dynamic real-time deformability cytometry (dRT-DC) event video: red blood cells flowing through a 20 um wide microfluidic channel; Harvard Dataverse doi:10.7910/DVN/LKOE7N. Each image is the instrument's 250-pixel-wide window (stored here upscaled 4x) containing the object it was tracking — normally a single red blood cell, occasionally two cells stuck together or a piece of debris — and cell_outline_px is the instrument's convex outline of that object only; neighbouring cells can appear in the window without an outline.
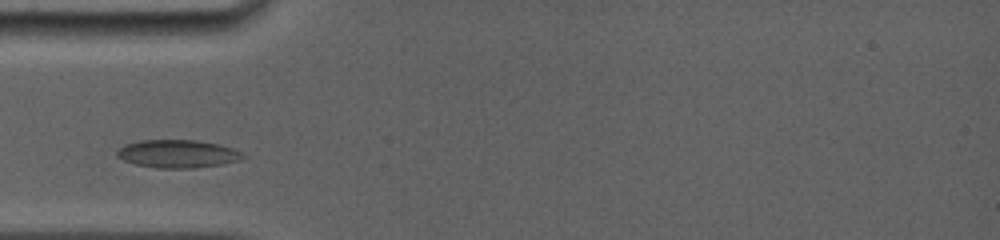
{"species": "common noctule bat (a hibernating species)", "species_latin": "Nyctalus noctula", "temperature_condition": "room temperature", "stored_images_in_passage": 14, "camera_frame_rate_fps": 5000, "um_per_image_px": 0.085, "animal": {"sex": "female", "body_mass_g": 19.0, "forearm_length_mm": 56.7}, "frame": {"image": 1, "passage_image": 4, "time_ms": 1.4, "image_size_px": [1000, 240], "cell_outline_px": [[248, 156], [240, 160], [220, 164], [192, 168], [160, 168], [136, 164], [124, 160], [116, 156], [116, 152], [124, 144], [140, 140], [196, 140], [220, 144], [244, 152]], "centroid_in_image_um": [15.14, 13.06], "position_along_channel_um": 69.9, "area_um2": 20.58}}
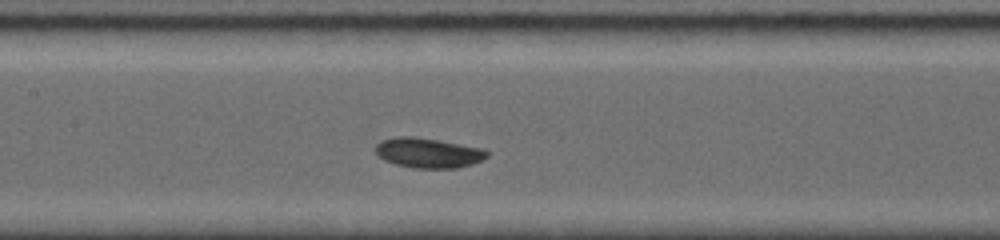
{"frame": {"image": 2, "passage_image": 10, "time_ms": 4.0, "image_size_px": [1000, 240], "cell_outline_px": [[488, 156], [472, 164], [456, 168], [412, 168], [396, 164], [384, 160], [376, 152], [376, 144], [380, 140], [396, 136], [416, 136], [484, 148], [488, 152]], "centroid_in_image_um": [36.39, 12.98], "position_along_channel_um": 171.0, "area_um2": 19.54}}
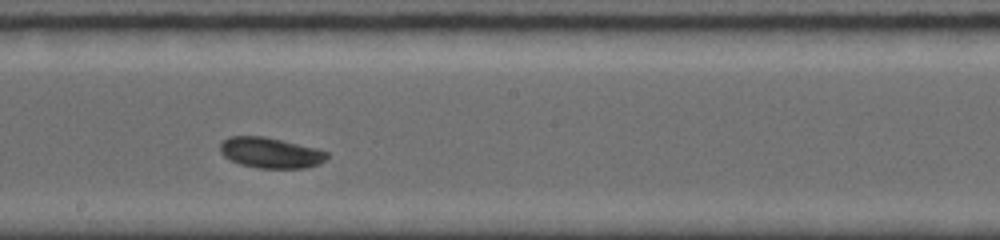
{"frame": {"image": 3, "passage_image": 13, "time_ms": 5.4, "image_size_px": [1000, 240], "cell_outline_px": [[328, 156], [320, 164], [304, 168], [256, 168], [240, 164], [224, 156], [220, 152], [220, 144], [228, 136], [264, 136], [316, 148], [328, 152]], "centroid_in_image_um": [22.99, 12.98], "position_along_channel_um": 225.2, "area_um2": 19.02}}